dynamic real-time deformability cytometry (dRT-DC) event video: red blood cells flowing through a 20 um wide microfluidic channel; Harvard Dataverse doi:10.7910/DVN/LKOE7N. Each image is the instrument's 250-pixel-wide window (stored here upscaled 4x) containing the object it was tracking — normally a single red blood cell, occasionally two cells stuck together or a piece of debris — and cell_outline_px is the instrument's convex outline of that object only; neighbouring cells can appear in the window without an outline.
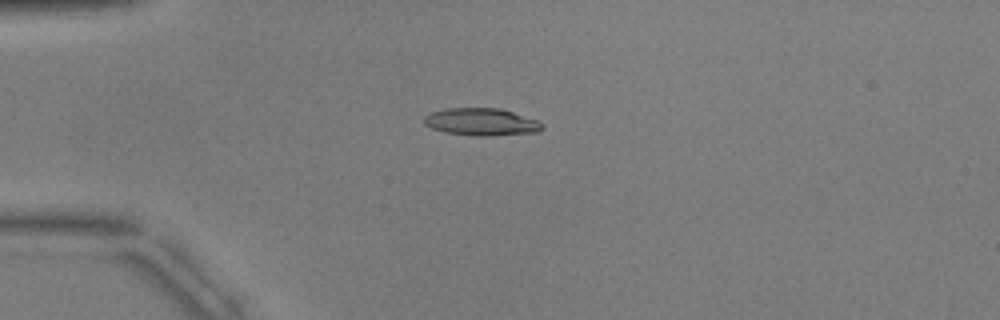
{"species": "common noctule bat (a hibernating species)", "species_latin": "Nyctalus noctula", "temperature_condition": "warm", "stored_images_in_passage": 7, "camera_frame_rate_fps": 3000, "um_per_image_px": 0.085, "animal": {"sex": "male", "body_mass_g": 17.9, "forearm_length_mm": 54.2}, "frame": {"image": 1, "passage_image": 3, "time_ms": 2.333, "image_size_px": [1000, 320], "cell_outline_px": [[544, 128], [540, 132], [492, 136], [476, 136], [444, 132], [432, 128], [424, 124], [424, 116], [432, 112], [448, 108], [500, 108], [536, 120], [544, 124]], "centroid_in_image_um": [40.94, 10.37], "position_along_channel_um": 44.1, "area_um2": 18.9}}
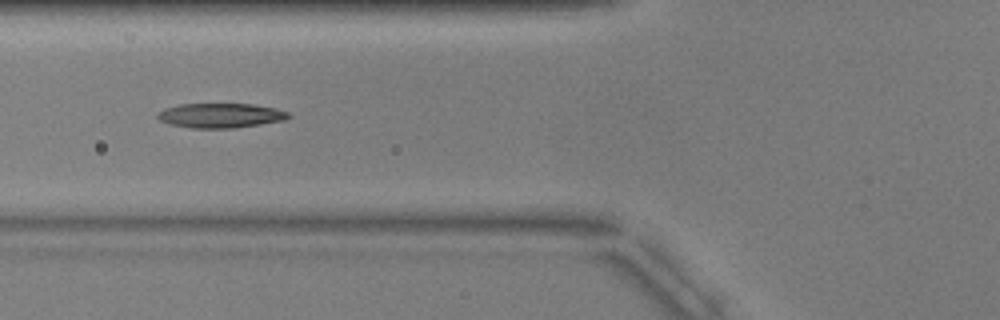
{"frame": {"image": 2, "passage_image": 5, "time_ms": 4.667, "image_size_px": [1000, 320], "cell_outline_px": [[292, 116], [284, 120], [260, 124], [232, 128], [192, 128], [172, 124], [160, 120], [156, 116], [164, 108], [180, 104], [256, 104], [276, 108], [288, 112]], "centroid_in_image_um": [18.78, 9.81], "position_along_channel_um": 107.0, "area_um2": 18.67}}